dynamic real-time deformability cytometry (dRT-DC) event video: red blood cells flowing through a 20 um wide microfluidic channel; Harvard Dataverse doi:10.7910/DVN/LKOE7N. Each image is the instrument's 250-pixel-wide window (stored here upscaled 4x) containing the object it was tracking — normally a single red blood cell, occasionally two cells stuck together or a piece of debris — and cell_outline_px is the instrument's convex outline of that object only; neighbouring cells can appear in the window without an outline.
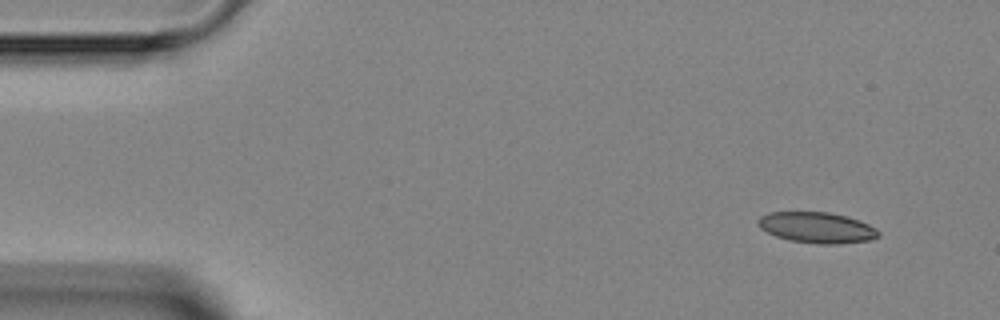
{"species": "Egyptian fruit bat (a non-hibernating species)", "species_latin": "Rousettus aegyptiacus", "temperature_condition": "room temperature", "stored_images_in_passage": 2, "camera_frame_rate_fps": 3000, "um_per_image_px": 0.085, "animal": {"sex": "female"}, "frame": {"image": 1, "passage_image": 1, "time_ms": 0.0, "image_size_px": [1000, 320], "cell_outline_px": [[880, 236], [868, 240], [836, 244], [816, 244], [788, 240], [776, 236], [760, 228], [756, 224], [756, 220], [760, 216], [772, 212], [828, 212], [848, 216], [860, 220], [876, 228], [880, 232]], "centroid_in_image_um": [69.43, 19.34], "position_along_channel_um": 15.6, "area_um2": 21.79}}